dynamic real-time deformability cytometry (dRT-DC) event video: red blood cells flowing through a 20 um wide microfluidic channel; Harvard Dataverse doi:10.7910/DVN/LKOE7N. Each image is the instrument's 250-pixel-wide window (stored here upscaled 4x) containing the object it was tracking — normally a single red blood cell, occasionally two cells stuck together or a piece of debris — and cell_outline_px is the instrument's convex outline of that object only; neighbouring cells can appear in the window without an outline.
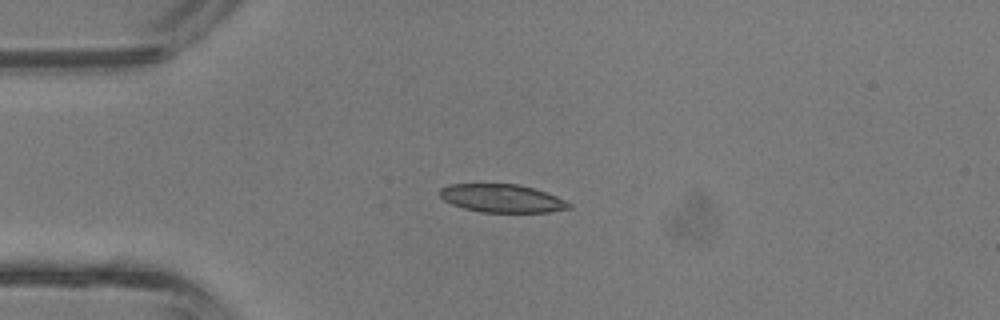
{"species": "common noctule bat (a hibernating species)", "species_latin": "Nyctalus noctula", "temperature_condition": "room temperature", "stored_images_in_passage": 33, "camera_frame_rate_fps": 3000, "um_per_image_px": 0.085, "animal": {"sex": "male", "body_mass_g": 13.3}, "frame": {"image": 1, "passage_image": 1, "time_ms": 0.0, "image_size_px": [1000, 320], "cell_outline_px": [[572, 208], [548, 212], [480, 212], [464, 208], [452, 204], [444, 200], [440, 196], [440, 188], [448, 184], [516, 184], [532, 188], [556, 196], [572, 204]], "centroid_in_image_um": [42.65, 16.86], "position_along_channel_um": 42.3, "area_um2": 21.04}}
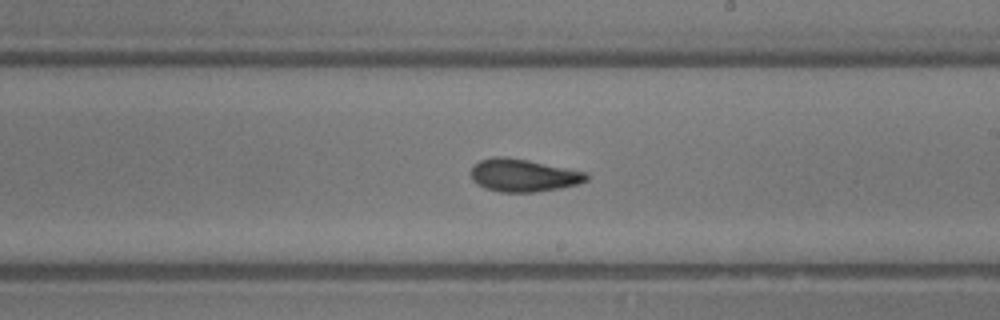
{"frame": {"image": 2, "passage_image": 15, "time_ms": 4.667, "image_size_px": [1000, 320], "cell_outline_px": [[588, 180], [580, 184], [560, 188], [532, 192], [500, 192], [484, 188], [476, 184], [472, 180], [472, 168], [480, 160], [496, 156], [504, 156], [528, 160], [588, 172]], "centroid_in_image_um": [44.51, 14.9], "position_along_channel_um": 244.5, "area_um2": 22.08}}
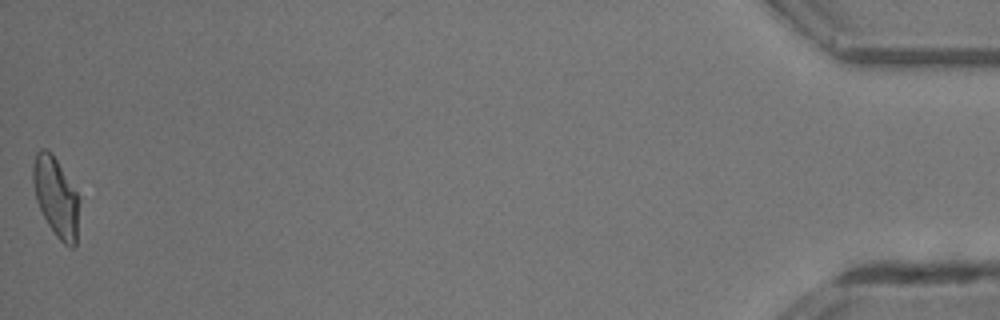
{"frame": {"image": 3, "passage_image": 33, "time_ms": 10.667, "image_size_px": [1000, 320], "cell_outline_px": [[80, 200], [76, 244], [72, 248], [64, 244], [56, 236], [48, 224], [36, 200], [32, 180], [32, 164], [36, 152], [40, 148], [44, 148], [56, 160], [76, 192]], "centroid_in_image_um": [4.75, 16.77], "position_along_channel_um": 430.4, "area_um2": 21.15}, "authors_computed_cell_mechanics": {"area_um2": 21.4438, "velocity_mm_per_s": 4.8152, "shape_relaxation_time_tau1_ms": 3.7313, "shape_relaxation_time_tau2_ms": 1.9782, "deformation_change_tau1": 0.1269, "deformation_change_tau2": 0.0789}}